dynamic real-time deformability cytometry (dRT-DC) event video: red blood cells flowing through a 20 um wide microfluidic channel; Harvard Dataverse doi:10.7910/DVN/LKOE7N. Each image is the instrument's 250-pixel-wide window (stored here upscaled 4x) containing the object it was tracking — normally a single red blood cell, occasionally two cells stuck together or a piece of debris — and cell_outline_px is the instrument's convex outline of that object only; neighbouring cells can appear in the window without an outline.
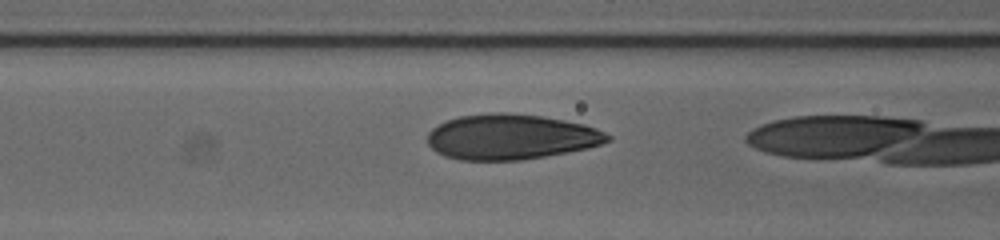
{"species": "human", "species_latin": "Homo sapiens", "temperature_condition": "cold", "stored_images_in_passage": 5, "camera_frame_rate_fps": 3000, "um_per_image_px": 0.085, "donor": {"sex": "female"}, "frame": {"image": 1, "passage_image": 3, "time_ms": 0.667, "image_size_px": [1000, 240], "cell_outline_px": [[612, 140], [588, 148], [568, 152], [520, 160], [460, 160], [444, 156], [436, 152], [428, 144], [428, 132], [432, 128], [448, 120], [460, 116], [496, 112], [504, 112], [540, 116], [564, 120], [584, 124], [596, 128], [612, 136]], "centroid_in_image_um": [43.43, 11.64], "position_along_channel_um": 123.2, "area_um2": 47.45}}